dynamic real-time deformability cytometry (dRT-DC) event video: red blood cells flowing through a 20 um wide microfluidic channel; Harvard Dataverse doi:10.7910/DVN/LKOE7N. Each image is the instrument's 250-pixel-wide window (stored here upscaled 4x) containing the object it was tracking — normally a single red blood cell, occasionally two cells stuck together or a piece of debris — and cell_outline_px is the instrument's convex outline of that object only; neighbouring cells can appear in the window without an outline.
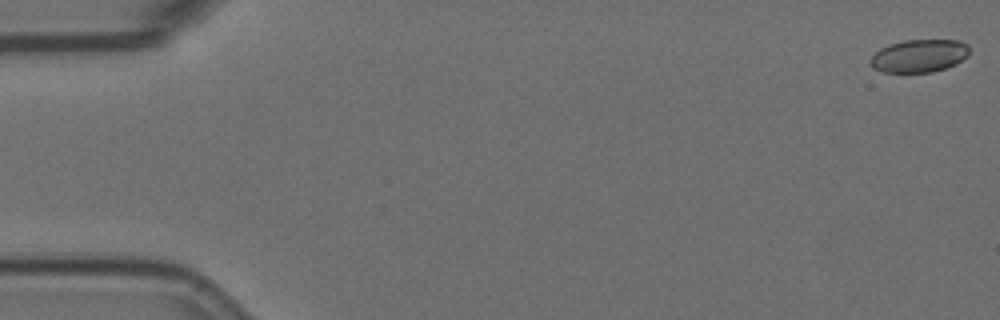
{"species": "Egyptian fruit bat (a non-hibernating species)", "species_latin": "Rousettus aegyptiacus", "temperature_condition": "room temperature", "stored_images_in_passage": 17, "camera_frame_rate_fps": 3000, "um_per_image_px": 0.085, "animal": {"sex": "female"}, "frame": {"image": 1, "passage_image": 1, "time_ms": 0.0, "image_size_px": [1000, 320], "cell_outline_px": [[968, 56], [956, 64], [948, 68], [932, 72], [884, 72], [872, 68], [868, 64], [872, 56], [880, 48], [888, 44], [904, 40], [960, 40], [968, 44]], "centroid_in_image_um": [78.12, 4.75], "position_along_channel_um": 6.9, "area_um2": 19.19}}
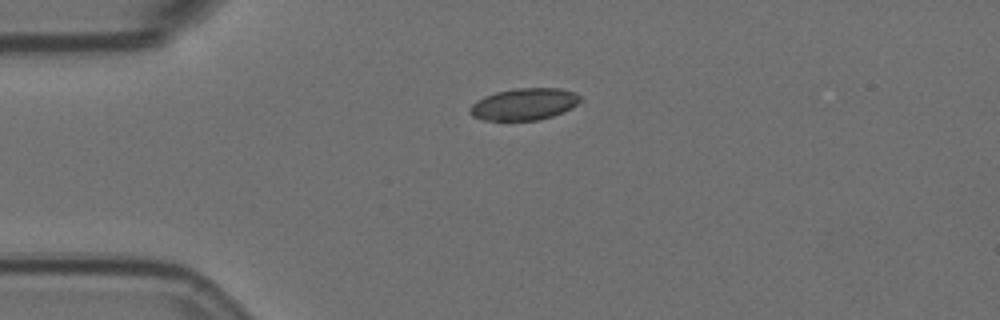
{"frame": {"image": 2, "passage_image": 14, "time_ms": 4.333, "image_size_px": [1000, 320], "cell_outline_px": [[580, 100], [572, 108], [564, 112], [540, 120], [484, 120], [472, 116], [468, 112], [468, 108], [476, 100], [484, 96], [496, 92], [512, 88], [560, 88], [576, 92], [580, 96]], "centroid_in_image_um": [44.53, 8.85], "position_along_channel_um": 40.5, "area_um2": 20.69}}